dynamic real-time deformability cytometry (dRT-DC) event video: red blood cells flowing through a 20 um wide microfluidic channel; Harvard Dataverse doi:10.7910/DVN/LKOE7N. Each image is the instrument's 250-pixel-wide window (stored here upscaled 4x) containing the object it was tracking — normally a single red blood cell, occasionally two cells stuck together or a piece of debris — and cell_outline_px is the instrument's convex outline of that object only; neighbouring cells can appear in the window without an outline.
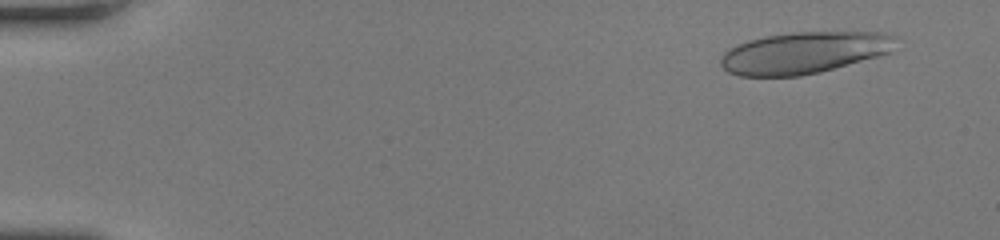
{"species": "human", "species_latin": "Homo sapiens", "temperature_condition": "room temperature", "stored_images_in_passage": 49, "camera_frame_rate_fps": 3000, "um_per_image_px": 0.085, "donor": {"sex": "female"}, "frame": {"image": 1, "passage_image": 4, "time_ms": 1.0, "image_size_px": [1000, 240], "cell_outline_px": [[900, 36], [888, 52], [876, 56], [820, 72], [800, 76], [740, 76], [728, 72], [720, 64], [720, 56], [724, 52], [736, 44], [748, 40], [768, 36], [792, 32], [880, 32]], "centroid_in_image_um": [68.3, 4.47], "position_along_channel_um": 16.7, "area_um2": 42.37}}
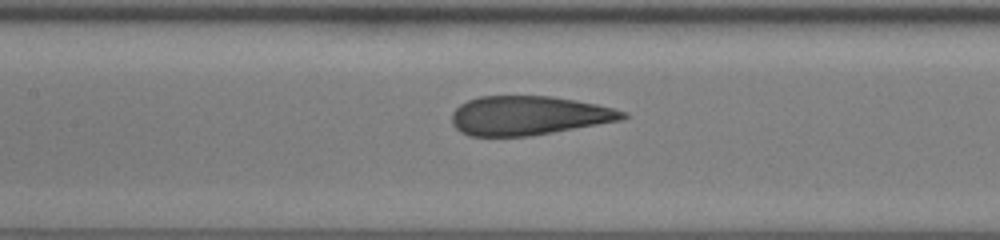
{"frame": {"image": 2, "passage_image": 24, "time_ms": 7.667, "image_size_px": [1000, 240], "cell_outline_px": [[628, 116], [620, 120], [552, 132], [528, 136], [468, 136], [460, 132], [452, 124], [452, 112], [460, 104], [468, 100], [480, 96], [552, 96], [576, 100], [596, 104], [628, 112]], "centroid_in_image_um": [44.89, 9.82], "position_along_channel_um": 162.5, "area_um2": 38.78}}
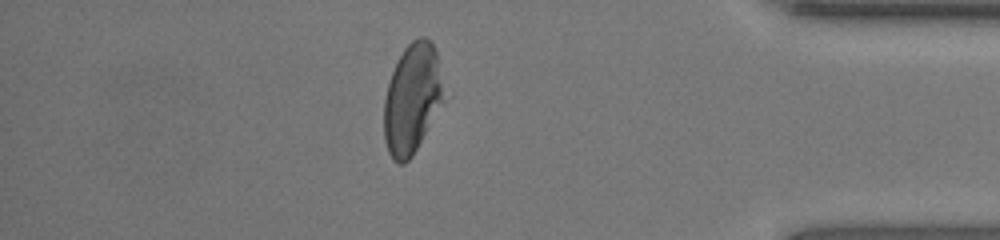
{"frame": {"image": 3, "passage_image": 43, "time_ms": 14.0, "image_size_px": [1000, 240], "cell_outline_px": [[452, 96], [412, 156], [404, 164], [400, 164], [392, 160], [388, 152], [384, 140], [384, 100], [388, 84], [396, 60], [404, 48], [412, 40], [420, 36], [424, 36], [436, 48]], "centroid_in_image_um": [35.17, 8.38], "position_along_channel_um": 400.0, "area_um2": 40.81}, "authors_computed_cell_mechanics": {"area_um2": 40.749, "velocity_mm_per_s": 4.224, "shape_relaxation_time_tau1_ms": null, "shape_relaxation_time_tau2_ms": 0.86, "deformation_change_tau1": null, "deformation_change_tau2": 0.0846}}